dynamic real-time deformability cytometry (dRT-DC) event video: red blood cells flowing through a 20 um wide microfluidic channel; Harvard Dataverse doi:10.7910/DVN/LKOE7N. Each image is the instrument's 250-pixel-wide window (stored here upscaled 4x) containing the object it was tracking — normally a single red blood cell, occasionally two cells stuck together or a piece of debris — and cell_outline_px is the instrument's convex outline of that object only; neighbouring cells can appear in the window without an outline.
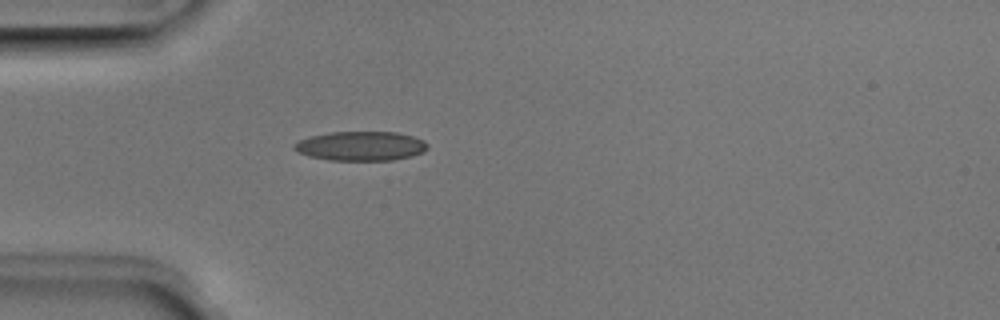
{"species": "Egyptian fruit bat (a non-hibernating species)", "species_latin": "Rousettus aegyptiacus", "temperature_condition": "room temperature", "stored_images_in_passage": 4, "camera_frame_rate_fps": 3000, "um_per_image_px": 0.085, "animal": {"sex": "male"}, "frame": {"image": 1, "passage_image": 4, "time_ms": 1.0, "image_size_px": [1000, 320], "cell_outline_px": [[428, 148], [424, 152], [412, 156], [392, 160], [328, 160], [308, 156], [296, 152], [292, 148], [292, 144], [308, 136], [328, 132], [396, 132], [412, 136], [424, 140], [428, 144]], "centroid_in_image_um": [30.63, 12.41], "position_along_channel_um": 54.4, "area_um2": 23.06}}